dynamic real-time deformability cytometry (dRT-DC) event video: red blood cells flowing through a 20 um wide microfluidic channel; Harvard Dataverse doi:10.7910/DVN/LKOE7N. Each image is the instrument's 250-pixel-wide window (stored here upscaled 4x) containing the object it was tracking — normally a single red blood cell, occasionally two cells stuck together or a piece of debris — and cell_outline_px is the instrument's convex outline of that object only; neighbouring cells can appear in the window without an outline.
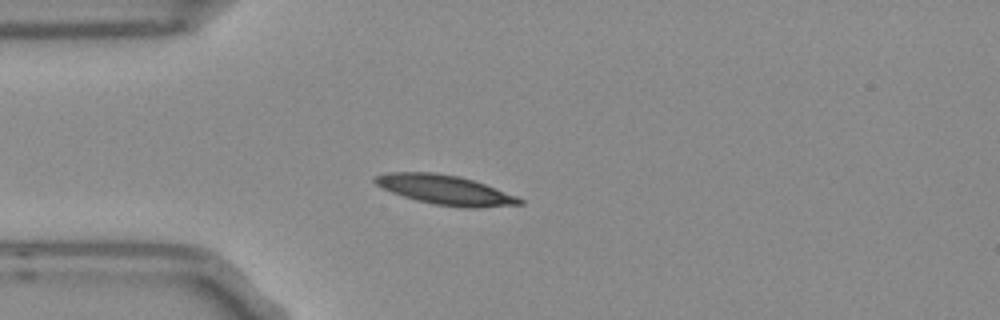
{"species": "Egyptian fruit bat (a non-hibernating species)", "species_latin": "Rousettus aegyptiacus", "temperature_condition": "room temperature", "stored_images_in_passage": 41, "camera_frame_rate_fps": 3000, "um_per_image_px": 0.085, "frame": {"image": 1, "passage_image": 1, "time_ms": 0.0, "image_size_px": [1000, 320], "cell_outline_px": [[524, 204], [476, 208], [460, 208], [432, 204], [416, 200], [392, 192], [376, 184], [372, 180], [376, 176], [384, 172], [432, 172], [460, 176], [484, 184], [516, 196], [524, 200]], "centroid_in_image_um": [37.84, 16.15], "position_along_channel_um": 47.2, "area_um2": 24.85}}
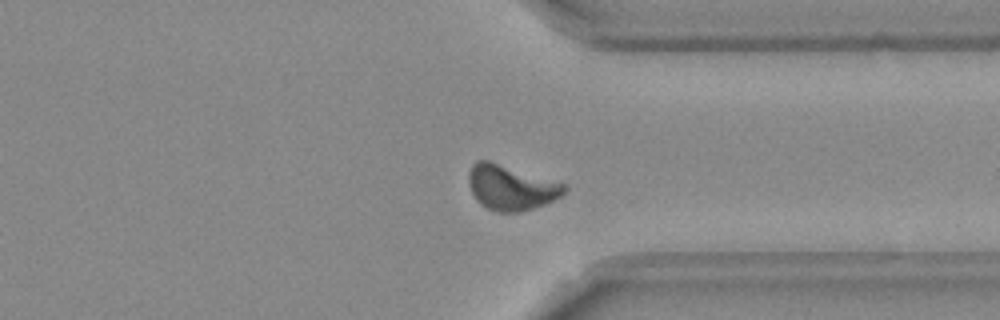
{"frame": {"image": 2, "passage_image": 28, "time_ms": 9.0, "image_size_px": [1000, 320], "cell_outline_px": [[568, 188], [560, 196], [544, 204], [520, 212], [496, 212], [480, 204], [476, 200], [472, 192], [468, 180], [468, 176], [472, 164], [476, 160], [488, 160], [568, 184]], "centroid_in_image_um": [43.43, 15.93], "position_along_channel_um": 368.0, "area_um2": 25.09}}
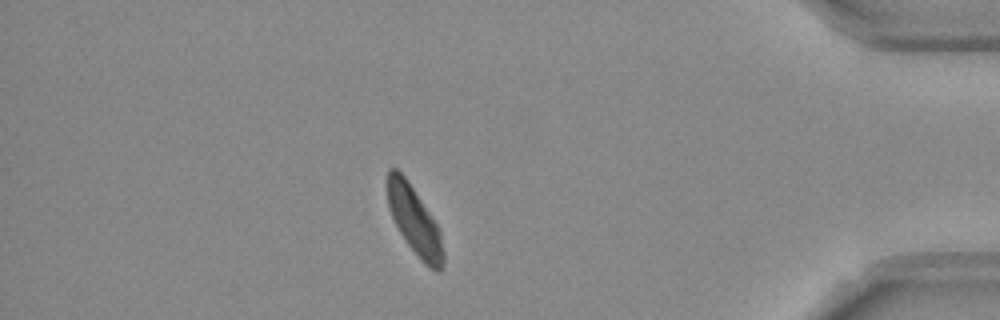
{"frame": {"image": 3, "passage_image": 34, "time_ms": 11.0, "image_size_px": [1000, 320], "cell_outline_px": [[444, 264], [440, 272], [436, 272], [428, 268], [424, 264], [408, 244], [400, 232], [392, 216], [388, 204], [388, 168], [396, 168], [404, 176], [436, 224], [440, 232], [444, 252]], "centroid_in_image_um": [35.26, 18.84], "position_along_channel_um": 399.9, "area_um2": 21.56}, "authors_computed_cell_mechanics": {"area_um2": 23.7558, "velocity_mm_per_s": 3.7115, "shape_relaxation_time_tau1_ms": 3.2693, "shape_relaxation_time_tau2_ms": null, "deformation_change_tau1": 0.119, "deformation_change_tau2": null}}